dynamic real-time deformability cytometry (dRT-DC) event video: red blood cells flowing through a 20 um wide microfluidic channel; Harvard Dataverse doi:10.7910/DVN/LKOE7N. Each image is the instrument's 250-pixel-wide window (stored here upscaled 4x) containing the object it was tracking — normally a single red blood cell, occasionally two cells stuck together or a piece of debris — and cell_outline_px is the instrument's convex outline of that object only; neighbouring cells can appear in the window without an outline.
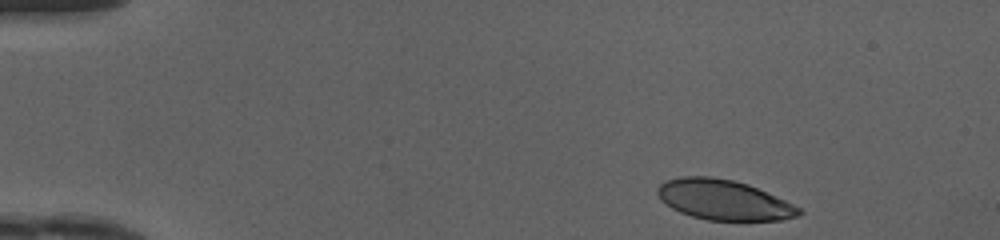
{"species": "human", "species_latin": "Homo sapiens", "temperature_condition": "cold", "stored_images_in_passage": 43, "camera_frame_rate_fps": 3000, "um_per_image_px": 0.085, "donor": {"sex": "female"}, "frame": {"image": 1, "passage_image": 1, "time_ms": 0.0, "image_size_px": [1000, 240], "cell_outline_px": [[804, 212], [800, 216], [784, 220], [708, 220], [692, 216], [680, 212], [672, 208], [660, 200], [656, 192], [656, 188], [664, 180], [680, 176], [708, 176], [732, 180], [748, 184], [784, 200], [800, 208]], "centroid_in_image_um": [61.49, 16.99], "position_along_channel_um": 23.5, "area_um2": 33.12}}
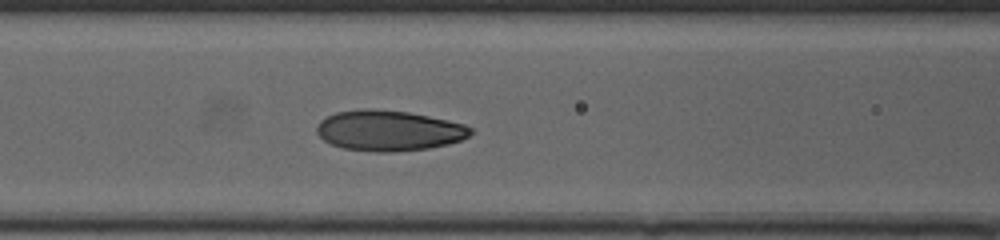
{"frame": {"image": 2, "passage_image": 16, "time_ms": 5.0, "image_size_px": [1000, 240], "cell_outline_px": [[472, 132], [468, 136], [460, 140], [448, 144], [428, 148], [392, 152], [376, 152], [344, 148], [332, 144], [324, 140], [316, 132], [316, 128], [320, 120], [336, 112], [360, 108], [368, 108], [408, 112], [448, 120], [464, 124], [472, 128]], "centroid_in_image_um": [33.03, 11.09], "position_along_channel_um": 133.6, "area_um2": 36.24}}
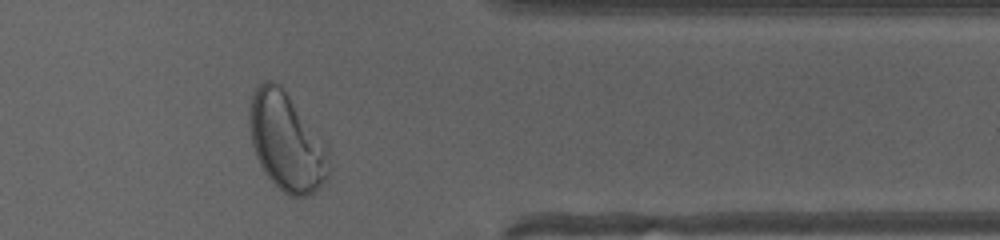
{"frame": {"image": 3, "passage_image": 35, "time_ms": 11.333, "image_size_px": [1000, 240], "cell_outline_px": [[332, 168], [328, 176], [320, 188], [308, 196], [288, 196], [264, 172], [256, 156], [252, 144], [248, 120], [248, 116], [252, 96], [256, 84], [264, 80], [272, 80], [280, 84], [328, 144]], "centroid_in_image_um": [24.39, 12.04], "position_along_channel_um": 387.0, "area_um2": 46.18}, "authors_computed_cell_mechanics": {"area_um2": 35.8938, "velocity_mm_per_s": 4.1715, "shape_relaxation_time_tau1_ms": 3.5407, "shape_relaxation_time_tau2_ms": 0.7255, "deformation_change_tau1": 0.1592, "deformation_change_tau2": 0.0546}}